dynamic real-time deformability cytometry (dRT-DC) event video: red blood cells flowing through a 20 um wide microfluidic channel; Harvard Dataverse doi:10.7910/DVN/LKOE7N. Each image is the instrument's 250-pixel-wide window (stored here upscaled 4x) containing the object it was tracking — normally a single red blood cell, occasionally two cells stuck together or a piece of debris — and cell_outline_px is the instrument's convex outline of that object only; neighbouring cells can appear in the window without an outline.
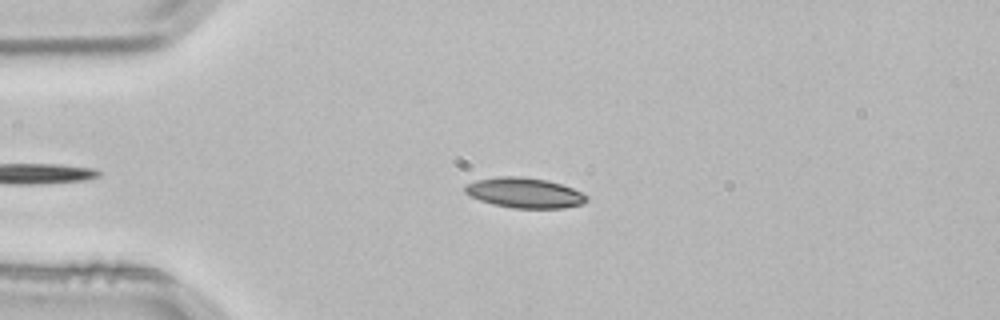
{"species": "common noctule bat (a hibernating species)", "species_latin": "Nyctalus noctula", "temperature_condition": "room temperature", "stored_images_in_passage": 3, "camera_frame_rate_fps": 3000, "um_per_image_px": 0.085, "animal": {"sex": "male", "body_mass_g": 21.5, "forearm_length_mm": 52.0}, "frame": {"image": 1, "passage_image": 2, "time_ms": 0.333, "image_size_px": [1000, 320], "cell_outline_px": [[588, 200], [584, 204], [564, 208], [512, 208], [492, 204], [468, 196], [464, 192], [464, 184], [476, 180], [496, 176], [520, 176], [548, 180], [572, 188], [588, 196]], "centroid_in_image_um": [44.55, 16.39], "position_along_channel_um": 40.4, "area_um2": 21.68}}
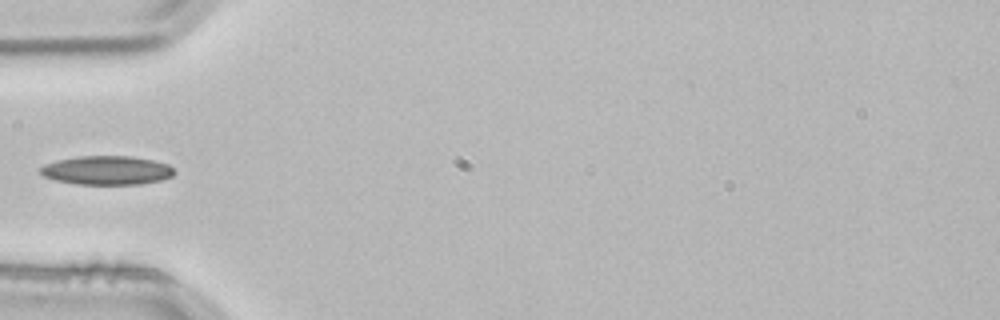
{"frame": {"image": 2, "passage_image": 3, "time_ms": 0.667, "image_size_px": [1000, 320], "cell_outline_px": [[176, 172], [172, 176], [160, 180], [140, 184], [76, 184], [56, 180], [44, 176], [40, 172], [40, 168], [44, 164], [56, 160], [80, 156], [132, 156], [152, 160], [168, 164]], "centroid_in_image_um": [9.08, 14.47], "position_along_channel_um": 75.9, "area_um2": 22.48}}